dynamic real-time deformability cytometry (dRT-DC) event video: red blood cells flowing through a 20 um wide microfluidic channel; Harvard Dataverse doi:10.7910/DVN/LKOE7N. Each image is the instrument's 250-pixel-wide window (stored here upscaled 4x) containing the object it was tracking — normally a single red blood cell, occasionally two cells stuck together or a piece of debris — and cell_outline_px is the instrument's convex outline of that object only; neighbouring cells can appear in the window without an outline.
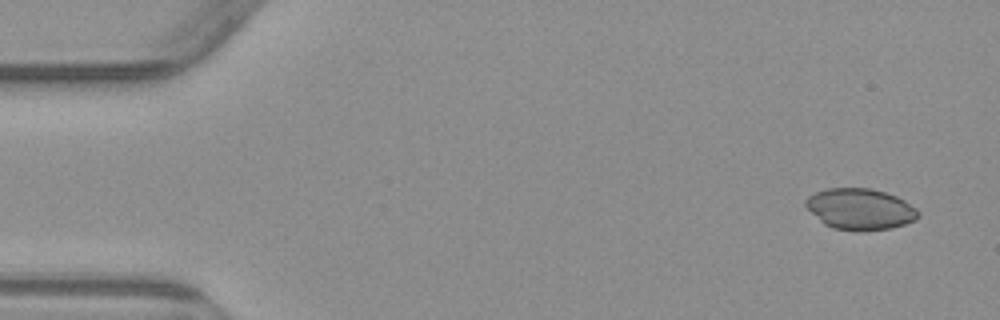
{"species": "common noctule bat (a hibernating species)", "species_latin": "Nyctalus noctula", "temperature_condition": "warm", "stored_images_in_passage": 6, "camera_frame_rate_fps": 3000, "um_per_image_px": 0.085, "animal": {"sex": "male", "body_mass_g": 23.1, "forearm_length_mm": 52.7}, "frame": {"image": 1, "passage_image": 1, "time_ms": 0.0, "image_size_px": [1000, 320], "cell_outline_px": [[920, 216], [916, 220], [892, 228], [860, 232], [856, 232], [832, 228], [824, 224], [804, 204], [804, 200], [808, 196], [816, 192], [828, 188], [872, 188], [896, 196], [904, 200], [916, 208], [920, 212]], "centroid_in_image_um": [73.13, 17.78], "position_along_channel_um": 11.9, "area_um2": 27.22}}